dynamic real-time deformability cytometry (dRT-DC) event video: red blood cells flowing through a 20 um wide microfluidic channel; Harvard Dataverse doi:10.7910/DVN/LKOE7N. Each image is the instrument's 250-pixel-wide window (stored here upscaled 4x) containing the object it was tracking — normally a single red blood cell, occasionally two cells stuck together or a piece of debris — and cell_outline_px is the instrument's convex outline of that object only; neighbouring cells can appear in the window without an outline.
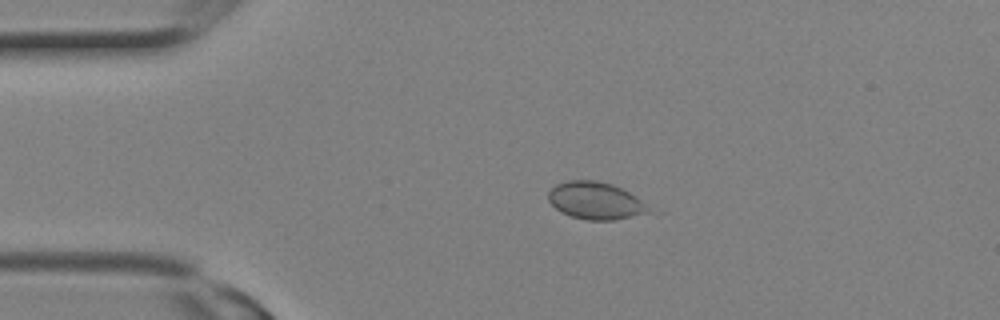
{"species": "Egyptian fruit bat (a non-hibernating species)", "species_latin": "Rousettus aegyptiacus", "temperature_condition": "room temperature", "stored_images_in_passage": 2, "camera_frame_rate_fps": 3000, "um_per_image_px": 0.085, "animal": {"sex": "female"}, "frame": {"image": 1, "passage_image": 1, "time_ms": 0.0, "image_size_px": [1000, 320], "cell_outline_px": [[648, 212], [612, 220], [588, 220], [572, 216], [560, 212], [548, 200], [548, 192], [556, 184], [568, 180], [596, 180], [612, 184], [628, 192], [640, 200], [648, 208]], "centroid_in_image_um": [50.54, 17.04], "position_along_channel_um": 34.5, "area_um2": 21.33}}